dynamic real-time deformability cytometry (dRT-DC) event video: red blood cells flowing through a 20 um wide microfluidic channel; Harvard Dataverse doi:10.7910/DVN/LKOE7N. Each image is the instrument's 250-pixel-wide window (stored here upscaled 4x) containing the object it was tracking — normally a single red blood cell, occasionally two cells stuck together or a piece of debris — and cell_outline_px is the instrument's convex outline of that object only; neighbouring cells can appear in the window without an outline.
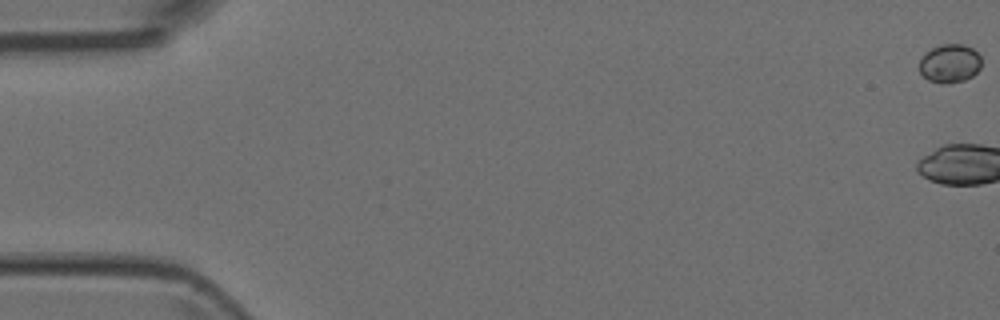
{"species": "Egyptian fruit bat (a non-hibernating species)", "species_latin": "Rousettus aegyptiacus", "temperature_condition": "room temperature", "stored_images_in_passage": 5, "camera_frame_rate_fps": 3000, "um_per_image_px": 0.085, "animal": {"sex": "female"}, "frame": {"image": 1, "passage_image": 1, "time_ms": 0.0, "image_size_px": [1000, 320], "cell_outline_px": [[980, 68], [972, 76], [964, 80], [948, 84], [940, 84], [928, 80], [920, 72], [920, 60], [924, 52], [940, 44], [964, 44], [972, 48], [980, 56]], "centroid_in_image_um": [80.71, 5.39], "position_along_channel_um": 4.3, "area_um2": 14.05}}